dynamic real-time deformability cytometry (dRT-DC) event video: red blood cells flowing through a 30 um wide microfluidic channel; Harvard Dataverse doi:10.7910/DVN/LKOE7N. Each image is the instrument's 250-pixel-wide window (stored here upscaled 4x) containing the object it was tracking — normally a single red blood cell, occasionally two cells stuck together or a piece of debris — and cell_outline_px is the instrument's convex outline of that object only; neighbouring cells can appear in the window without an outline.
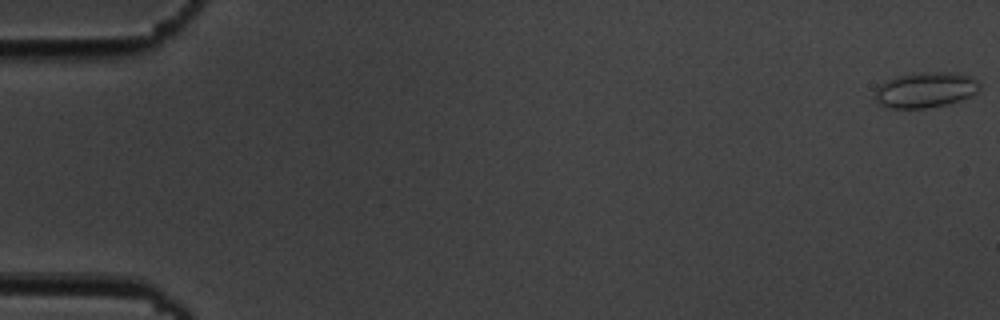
{"species": "common noctule bat (a hibernating species)", "species_latin": "Nyctalus noctula", "temperature_condition": "cold", "stored_images_in_passage": 4, "camera_frame_rate_fps": 3000, "um_per_image_px": 0.085, "animal": {"sex": "male", "body_mass_g": 19.5, "forearm_length_mm": 54.6}, "frame": {"image": 1, "passage_image": 1, "time_ms": 0.0, "image_size_px": [1000, 320], "cell_outline_px": [[980, 88], [972, 96], [948, 104], [924, 108], [888, 108], [880, 104], [876, 100], [876, 88], [884, 80], [896, 76], [912, 72], [956, 72], [972, 76], [980, 84]], "centroid_in_image_um": [78.67, 7.62], "position_along_channel_um": 6.3, "area_um2": 21.96}}